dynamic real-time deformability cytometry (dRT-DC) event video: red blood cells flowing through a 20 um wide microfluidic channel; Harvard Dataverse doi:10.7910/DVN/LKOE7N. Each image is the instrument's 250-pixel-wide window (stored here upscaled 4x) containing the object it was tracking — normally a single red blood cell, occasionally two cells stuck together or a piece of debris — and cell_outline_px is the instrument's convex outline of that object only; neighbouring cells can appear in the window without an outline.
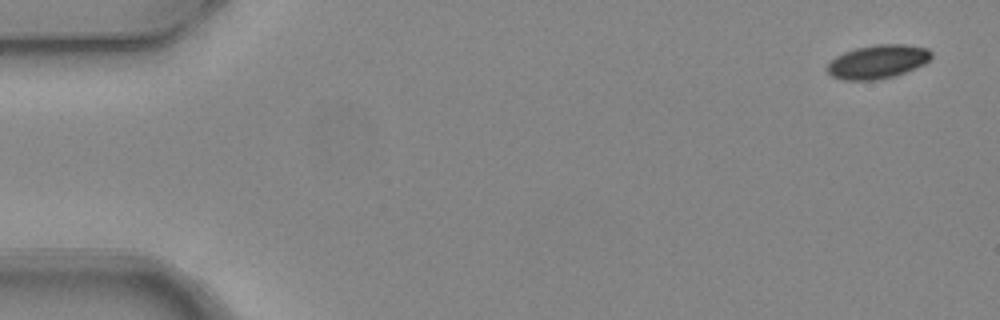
{"species": "common noctule bat (a hibernating species)", "species_latin": "Nyctalus noctula", "temperature_condition": "warm", "stored_images_in_passage": 8, "camera_frame_rate_fps": 3000, "um_per_image_px": 0.085, "animal": {"sex": "female", "body_mass_g": 24.6, "forearm_length_mm": 56.2}, "frame": {"image": 1, "passage_image": 1, "time_ms": 0.0, "image_size_px": [1000, 320], "cell_outline_px": [[932, 56], [924, 64], [896, 76], [876, 80], [844, 80], [832, 76], [824, 68], [836, 56], [844, 52], [856, 48], [876, 44], [904, 44], [928, 48], [932, 52]], "centroid_in_image_um": [74.6, 5.24], "position_along_channel_um": 10.4, "area_um2": 20.52}}
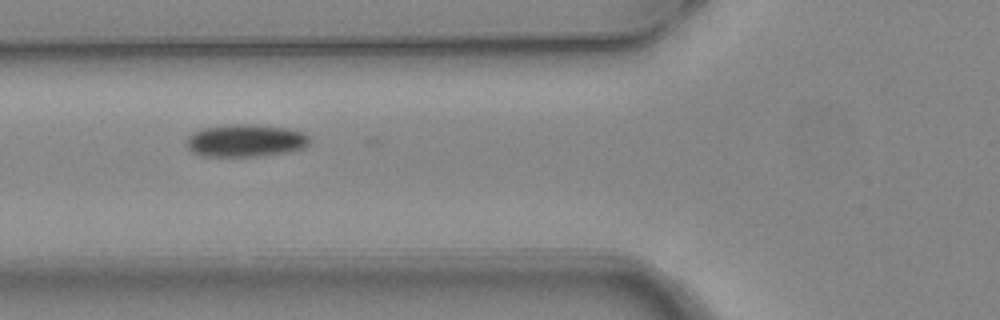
{"frame": {"image": 2, "passage_image": 6, "time_ms": 1.667, "image_size_px": [1000, 320], "cell_outline_px": [[308, 144], [304, 148], [288, 152], [260, 156], [204, 156], [192, 152], [188, 148], [184, 140], [192, 132], [204, 128], [224, 124], [256, 124], [288, 128], [304, 132], [308, 136]], "centroid_in_image_um": [20.85, 11.94], "position_along_channel_um": 105.0, "area_um2": 23.64}}
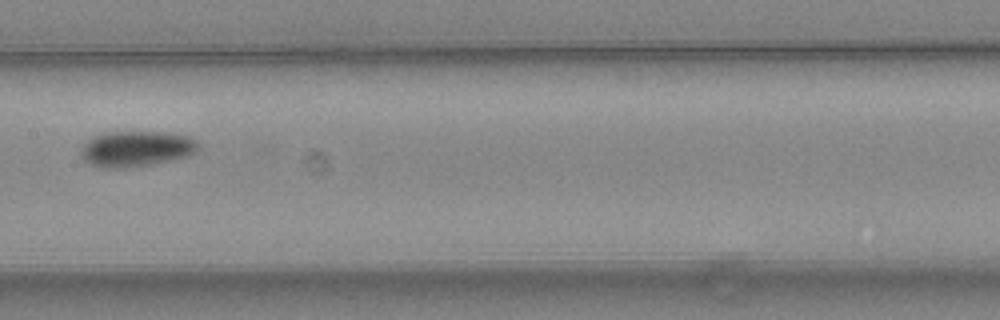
{"frame": {"image": 3, "passage_image": 8, "time_ms": 2.333, "image_size_px": [1000, 320], "cell_outline_px": [[200, 148], [196, 152], [188, 156], [172, 160], [152, 164], [128, 168], [100, 168], [88, 164], [80, 156], [80, 148], [92, 136], [104, 132], [160, 132], [188, 136], [200, 140]], "centroid_in_image_um": [11.58, 12.65], "position_along_channel_um": 195.8, "area_um2": 24.91}}